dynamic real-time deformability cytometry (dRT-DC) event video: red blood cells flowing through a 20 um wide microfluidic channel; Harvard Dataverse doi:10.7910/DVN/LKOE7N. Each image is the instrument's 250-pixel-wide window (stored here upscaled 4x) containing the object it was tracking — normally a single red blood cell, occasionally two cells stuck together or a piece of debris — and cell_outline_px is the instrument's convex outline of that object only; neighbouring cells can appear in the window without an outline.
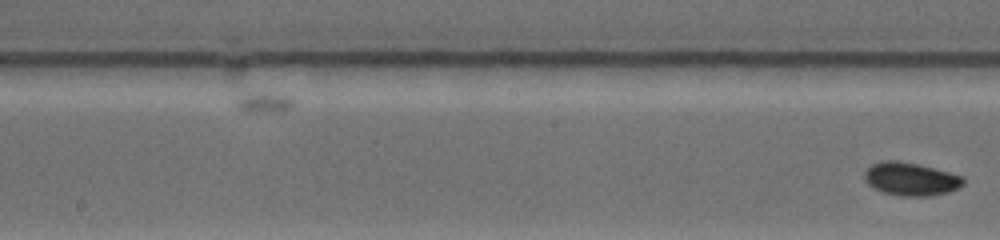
{"species": "common noctule bat (a hibernating species)", "species_latin": "Nyctalus noctula", "temperature_condition": "warm", "stored_images_in_passage": 16, "camera_frame_rate_fps": 4500, "um_per_image_px": 0.085, "animal": {"sex": "female", "body_mass_g": 19.0, "forearm_length_mm": 53.3}, "frame": {"image": 1, "passage_image": 16, "time_ms": 7.111, "image_size_px": [1000, 240], "cell_outline_px": [[964, 184], [960, 188], [948, 192], [928, 196], [900, 196], [884, 192], [872, 188], [864, 180], [864, 172], [872, 164], [880, 160], [896, 160], [916, 164], [964, 176]], "centroid_in_image_um": [77.4, 15.22], "position_along_channel_um": 170.8, "area_um2": 19.13}}